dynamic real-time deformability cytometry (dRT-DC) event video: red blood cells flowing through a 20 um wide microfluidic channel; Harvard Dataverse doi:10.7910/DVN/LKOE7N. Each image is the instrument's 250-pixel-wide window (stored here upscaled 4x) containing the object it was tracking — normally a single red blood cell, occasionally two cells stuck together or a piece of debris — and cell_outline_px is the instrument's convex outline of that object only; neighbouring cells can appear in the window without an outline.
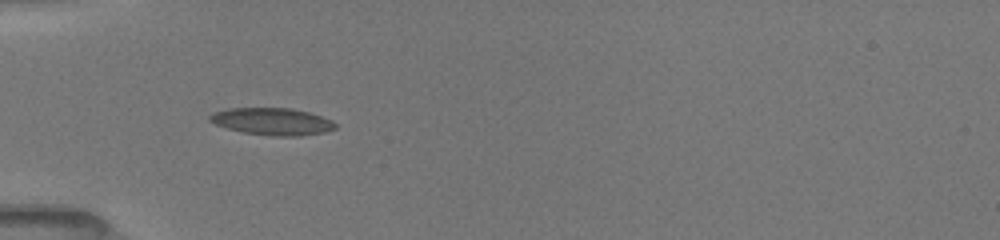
{"species": "common noctule bat (a hibernating species)", "species_latin": "Nyctalus noctula", "temperature_condition": "room temperature", "stored_images_in_passage": 20, "camera_frame_rate_fps": 3000, "um_per_image_px": 0.085, "animal": {"sex": "female", "body_mass_g": 19.5, "forearm_length_mm": 54.1}, "frame": {"image": 1, "passage_image": 1, "time_ms": 0.0, "image_size_px": [1000, 240], "cell_outline_px": [[336, 128], [324, 132], [300, 136], [272, 136], [244, 132], [228, 128], [216, 124], [208, 120], [208, 116], [212, 112], [228, 108], [292, 108], [308, 112], [332, 120], [336, 124]], "centroid_in_image_um": [23.13, 10.32], "position_along_channel_um": 61.9, "area_um2": 19.83}}
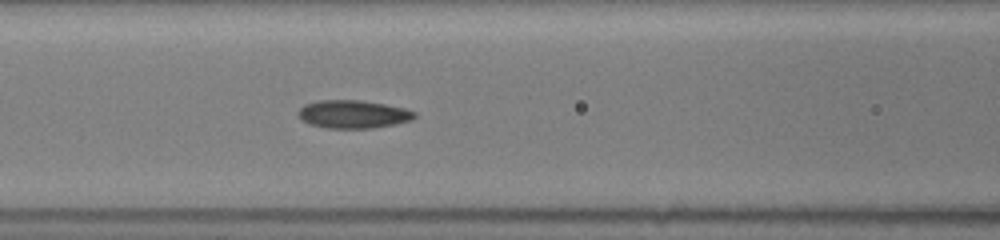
{"frame": {"image": 2, "passage_image": 11, "time_ms": 2.0, "image_size_px": [1000, 240], "cell_outline_px": [[416, 116], [412, 120], [396, 124], [372, 128], [324, 128], [308, 124], [296, 112], [304, 104], [316, 100], [360, 100], [384, 104], [404, 108], [416, 112]], "centroid_in_image_um": [30.0, 9.71], "position_along_channel_um": 136.6, "area_um2": 19.13}}
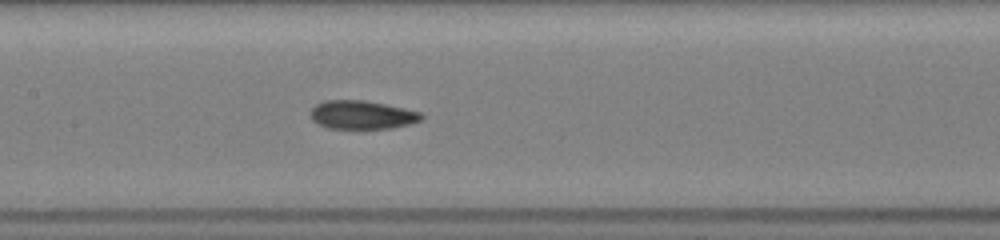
{"frame": {"image": 3, "passage_image": 17, "time_ms": 3.0, "image_size_px": [1000, 240], "cell_outline_px": [[424, 116], [420, 120], [408, 124], [392, 128], [328, 128], [316, 124], [312, 120], [308, 112], [316, 104], [324, 100], [364, 100], [404, 108], [420, 112]], "centroid_in_image_um": [30.71, 9.76], "position_along_channel_um": 176.7, "area_um2": 18.44}}